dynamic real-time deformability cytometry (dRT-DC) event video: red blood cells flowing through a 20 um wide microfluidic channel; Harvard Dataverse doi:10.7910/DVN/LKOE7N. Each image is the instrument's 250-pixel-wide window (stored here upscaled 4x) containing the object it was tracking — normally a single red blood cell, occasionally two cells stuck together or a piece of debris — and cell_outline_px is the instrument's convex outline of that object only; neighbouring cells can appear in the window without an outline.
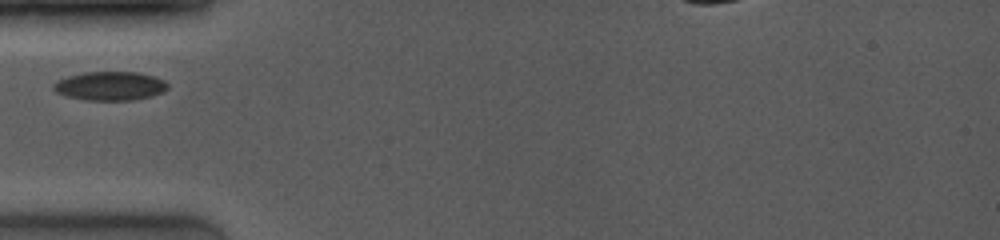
{"species": "common noctule bat (a hibernating species)", "species_latin": "Nyctalus noctula", "temperature_condition": "room temperature", "stored_images_in_passage": 30, "camera_frame_rate_fps": 4000, "um_per_image_px": 0.085, "animal": {"sex": "female", "body_mass_g": 19.0, "forearm_length_mm": 53.3}, "frame": {"image": 1, "passage_image": 1, "time_ms": 0.0, "image_size_px": [1000, 240], "cell_outline_px": [[168, 88], [164, 92], [152, 96], [132, 100], [84, 100], [64, 96], [56, 92], [52, 88], [52, 84], [56, 80], [68, 76], [84, 72], [140, 72], [164, 80], [168, 84]], "centroid_in_image_um": [9.33, 7.31], "position_along_channel_um": 75.7, "area_um2": 19.42}}
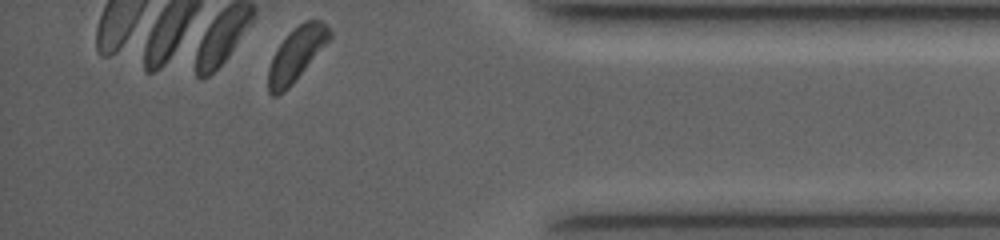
{"frame": {"image": 2, "passage_image": 30, "time_ms": 8.75, "image_size_px": [1000, 240], "cell_outline_px": [[332, 36], [292, 84], [284, 92], [276, 96], [272, 96], [268, 92], [268, 68], [272, 56], [288, 32], [304, 20], [320, 20], [332, 32]], "centroid_in_image_um": [25.16, 4.61], "position_along_channel_um": 410.0, "area_um2": 18.9}}